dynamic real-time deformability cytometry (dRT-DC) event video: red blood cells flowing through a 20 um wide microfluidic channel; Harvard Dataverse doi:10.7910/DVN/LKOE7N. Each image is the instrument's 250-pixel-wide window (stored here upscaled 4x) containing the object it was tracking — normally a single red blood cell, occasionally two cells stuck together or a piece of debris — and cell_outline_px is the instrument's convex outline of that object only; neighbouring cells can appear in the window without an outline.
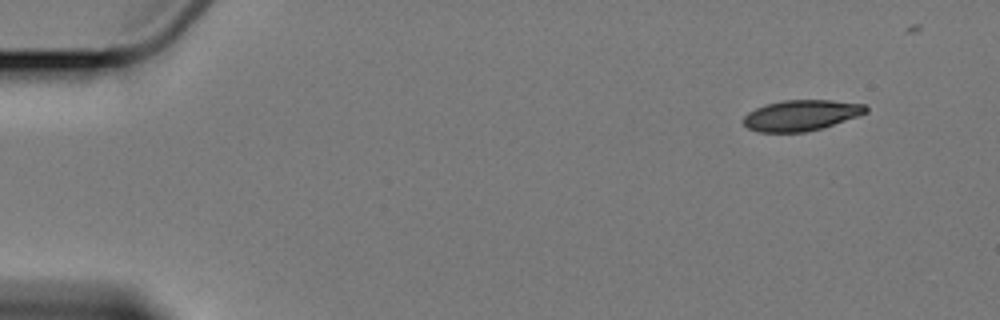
{"species": "Egyptian fruit bat (a non-hibernating species)", "species_latin": "Rousettus aegyptiacus", "temperature_condition": "cold", "stored_images_in_passage": 9, "camera_frame_rate_fps": 3000, "um_per_image_px": 0.085, "animal": {"sex": "female"}, "frame": {"image": 1, "passage_image": 1, "time_ms": 0.0, "image_size_px": [1000, 320], "cell_outline_px": [[868, 112], [820, 128], [804, 132], [760, 132], [748, 128], [744, 124], [744, 116], [748, 112], [764, 104], [784, 100], [832, 100], [864, 104], [868, 108]], "centroid_in_image_um": [68.07, 9.79], "position_along_channel_um": 16.9, "area_um2": 21.68}}
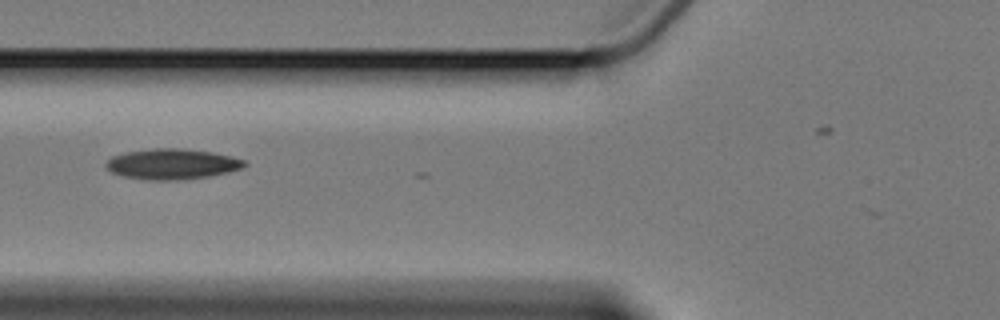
{"frame": {"image": 2, "passage_image": 6, "time_ms": 6.0, "image_size_px": [1000, 320], "cell_outline_px": [[248, 164], [240, 168], [228, 172], [208, 176], [172, 180], [148, 180], [124, 176], [112, 172], [104, 164], [112, 156], [124, 152], [152, 148], [180, 148], [212, 152], [232, 156], [248, 160]], "centroid_in_image_um": [14.64, 13.93], "position_along_channel_um": 111.2, "area_um2": 24.57}}
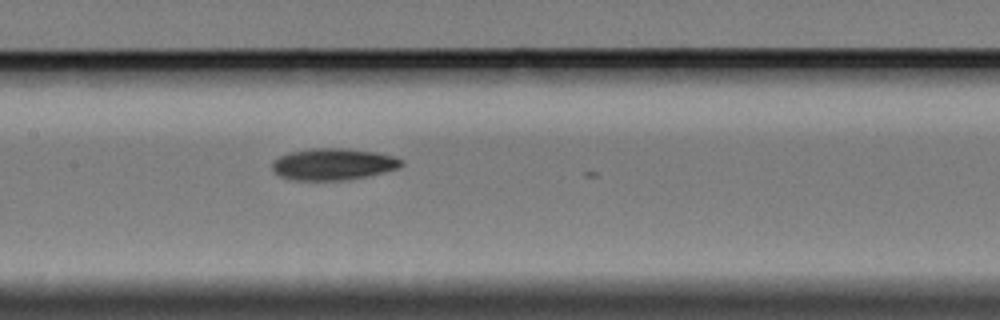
{"frame": {"image": 3, "passage_image": 8, "time_ms": 8.0, "image_size_px": [1000, 320], "cell_outline_px": [[404, 164], [396, 168], [364, 176], [344, 180], [292, 180], [280, 176], [272, 168], [272, 160], [288, 152], [312, 148], [348, 148], [376, 152], [392, 156], [404, 160]], "centroid_in_image_um": [28.27, 13.94], "position_along_channel_um": 179.1, "area_um2": 23.7}}